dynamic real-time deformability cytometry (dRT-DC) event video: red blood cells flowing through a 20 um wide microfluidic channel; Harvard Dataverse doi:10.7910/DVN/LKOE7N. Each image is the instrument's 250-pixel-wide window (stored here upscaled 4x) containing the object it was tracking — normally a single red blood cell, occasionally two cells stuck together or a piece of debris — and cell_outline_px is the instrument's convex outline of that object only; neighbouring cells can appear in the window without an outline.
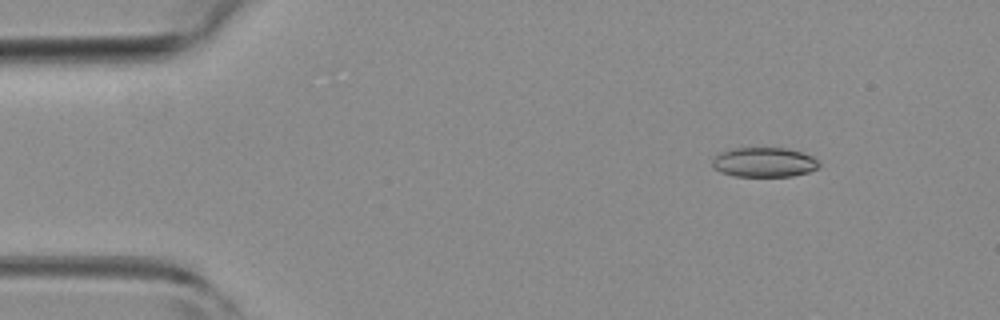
{"species": "common noctule bat (a hibernating species)", "species_latin": "Nyctalus noctula", "temperature_condition": "room temperature", "stored_images_in_passage": 18, "camera_frame_rate_fps": 3000, "um_per_image_px": 0.085, "animal": {"sex": "female", "body_mass_g": 19.3, "forearm_length_mm": 54.1}, "frame": {"image": 1, "passage_image": 1, "time_ms": 0.0, "image_size_px": [1000, 320], "cell_outline_px": [[820, 168], [808, 172], [792, 176], [736, 176], [720, 172], [712, 168], [712, 160], [720, 152], [732, 148], [788, 148], [804, 152], [812, 156], [820, 164]], "centroid_in_image_um": [64.96, 13.79], "position_along_channel_um": 20.0, "area_um2": 18.61}}
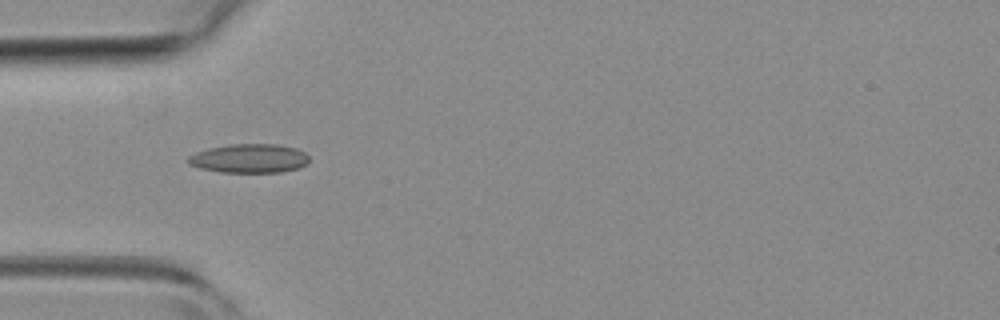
{"frame": {"image": 2, "passage_image": 10, "time_ms": 3.0, "image_size_px": [1000, 320], "cell_outline_px": [[308, 160], [300, 168], [280, 172], [220, 172], [200, 168], [188, 164], [184, 160], [188, 156], [196, 152], [208, 148], [228, 144], [276, 144], [296, 148], [304, 152], [308, 156]], "centroid_in_image_um": [21.14, 13.46], "position_along_channel_um": 63.9, "area_um2": 20.52}}
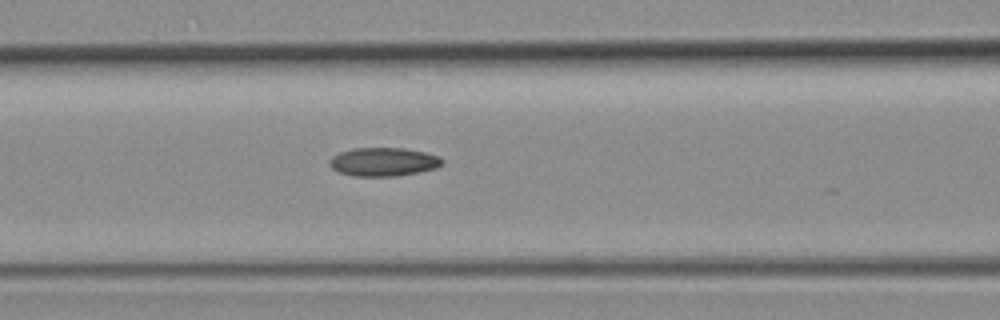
{"frame": {"image": 3, "passage_image": 15, "time_ms": 4.667, "image_size_px": [1000, 320], "cell_outline_px": [[444, 160], [436, 168], [396, 176], [352, 176], [340, 172], [332, 168], [328, 164], [328, 160], [332, 156], [340, 152], [352, 148], [404, 148], [424, 152], [440, 156]], "centroid_in_image_um": [32.56, 13.75], "position_along_channel_um": 134.0, "area_um2": 18.73}}